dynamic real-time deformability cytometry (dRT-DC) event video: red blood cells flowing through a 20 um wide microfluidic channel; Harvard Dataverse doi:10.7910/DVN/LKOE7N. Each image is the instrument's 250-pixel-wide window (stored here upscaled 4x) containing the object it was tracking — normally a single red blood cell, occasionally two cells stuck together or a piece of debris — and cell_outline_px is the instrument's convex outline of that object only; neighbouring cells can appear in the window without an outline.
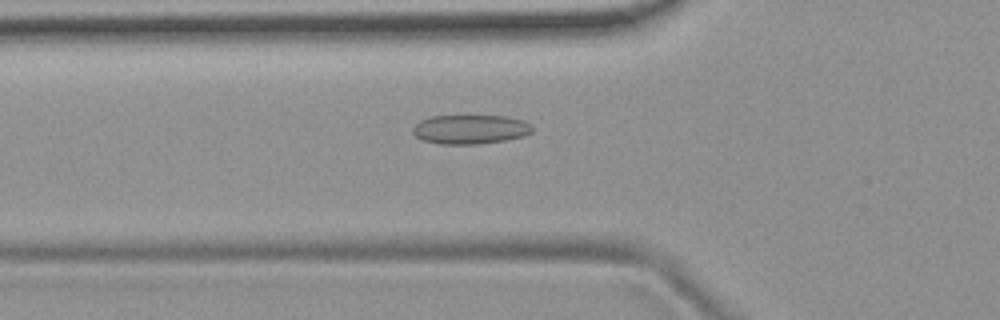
{"species": "common noctule bat (a hibernating species)", "species_latin": "Nyctalus noctula", "temperature_condition": "room temperature", "stored_images_in_passage": 40, "camera_frame_rate_fps": 3000, "um_per_image_px": 0.085, "animal": {"sex": "female", "body_mass_g": 19.9}, "frame": {"image": 1, "passage_image": 5, "time_ms": 1.333, "image_size_px": [1000, 320], "cell_outline_px": [[532, 132], [524, 136], [504, 140], [476, 144], [436, 144], [424, 140], [416, 136], [412, 132], [412, 128], [420, 120], [432, 116], [504, 116], [524, 120], [532, 128]], "centroid_in_image_um": [39.95, 10.99], "position_along_channel_um": 85.9, "area_um2": 20.23}}
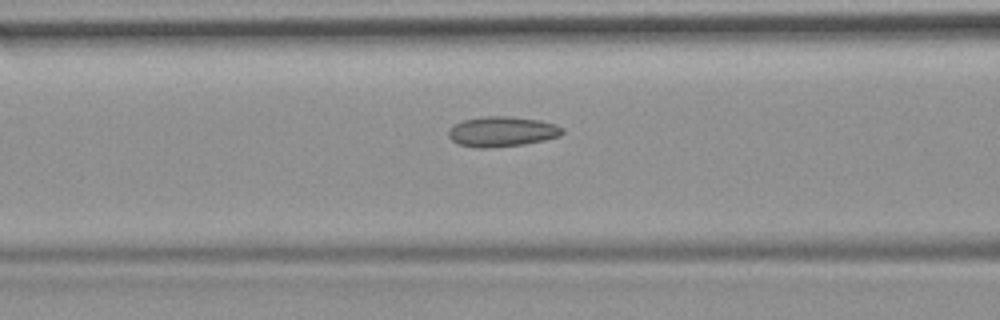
{"frame": {"image": 2, "passage_image": 8, "time_ms": 2.333, "image_size_px": [1000, 320], "cell_outline_px": [[564, 132], [560, 136], [544, 140], [524, 144], [488, 148], [476, 148], [456, 144], [448, 136], [448, 128], [464, 120], [484, 116], [508, 116], [540, 120], [556, 124], [564, 128]], "centroid_in_image_um": [42.67, 11.19], "position_along_channel_um": 123.9, "area_um2": 20.17}}
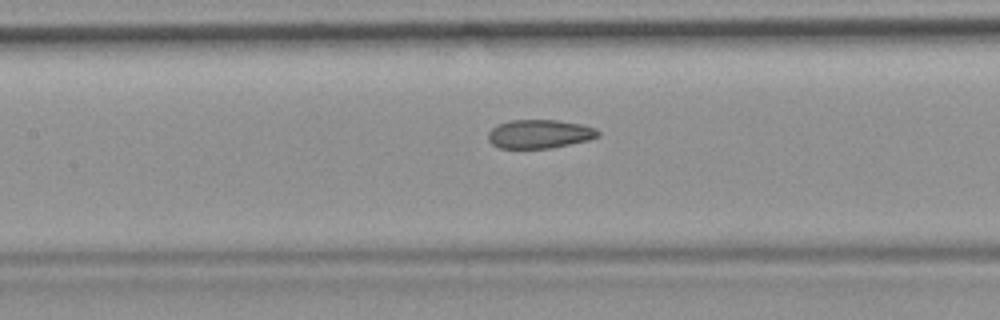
{"frame": {"image": 3, "passage_image": 11, "time_ms": 3.333, "image_size_px": [1000, 320], "cell_outline_px": [[600, 136], [588, 140], [552, 148], [500, 148], [492, 144], [488, 140], [488, 132], [492, 128], [508, 120], [556, 120], [580, 124], [596, 128], [600, 132]], "centroid_in_image_um": [45.86, 11.39], "position_along_channel_um": 161.5, "area_um2": 18.38}, "authors_computed_cell_mechanics": {"area_um2": 18.8428, "velocity_mm_per_s": 3.7654, "shape_relaxation_time_tau1_ms": null, "shape_relaxation_time_tau2_ms": 2.2371, "deformation_change_tau1": null, "deformation_change_tau2": 0.0946}}